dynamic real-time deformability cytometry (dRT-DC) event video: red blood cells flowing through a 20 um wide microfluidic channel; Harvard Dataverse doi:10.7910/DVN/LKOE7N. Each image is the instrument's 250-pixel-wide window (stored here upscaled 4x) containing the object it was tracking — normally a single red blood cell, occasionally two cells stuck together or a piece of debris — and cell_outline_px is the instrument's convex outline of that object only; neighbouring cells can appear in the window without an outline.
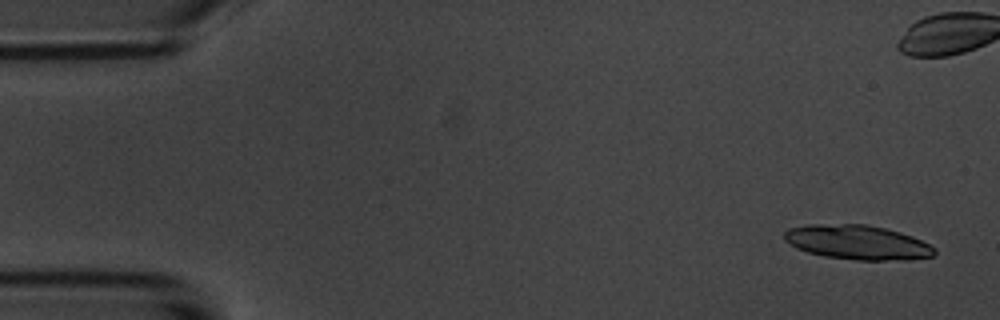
{"species": "common noctule bat (a hibernating species)", "species_latin": "Nyctalus noctula", "temperature_condition": "room temperature", "stored_images_in_passage": 5, "camera_frame_rate_fps": 3000, "um_per_image_px": 0.085, "animal": {"sex": "male", "body_mass_g": 20.1, "forearm_length_mm": 53.5}, "frame": {"image": 1, "passage_image": 1, "time_ms": 0.0, "image_size_px": [1000, 320], "cell_outline_px": [[936, 252], [932, 256], [908, 260], [856, 260], [824, 256], [808, 252], [796, 248], [784, 240], [784, 232], [788, 228], [808, 224], [864, 224], [884, 228], [900, 232], [912, 236], [936, 248]], "centroid_in_image_um": [72.86, 20.6], "position_along_channel_um": 12.1, "area_um2": 30.17}}
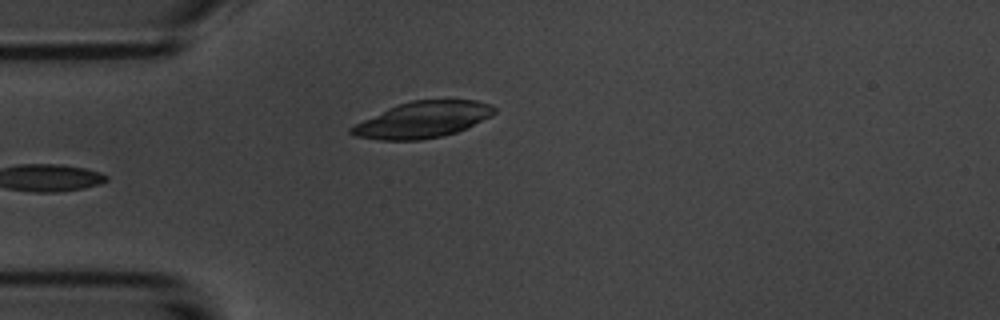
{"frame": {"image": 2, "passage_image": 5, "time_ms": 5.333, "image_size_px": [1000, 320], "cell_outline_px": [[496, 112], [492, 116], [456, 132], [444, 136], [420, 140], [380, 140], [356, 136], [348, 132], [348, 128], [388, 108], [412, 100], [476, 100], [492, 104], [496, 108]], "centroid_in_image_um": [35.96, 10.18], "position_along_channel_um": 49.0, "area_um2": 30.0}}